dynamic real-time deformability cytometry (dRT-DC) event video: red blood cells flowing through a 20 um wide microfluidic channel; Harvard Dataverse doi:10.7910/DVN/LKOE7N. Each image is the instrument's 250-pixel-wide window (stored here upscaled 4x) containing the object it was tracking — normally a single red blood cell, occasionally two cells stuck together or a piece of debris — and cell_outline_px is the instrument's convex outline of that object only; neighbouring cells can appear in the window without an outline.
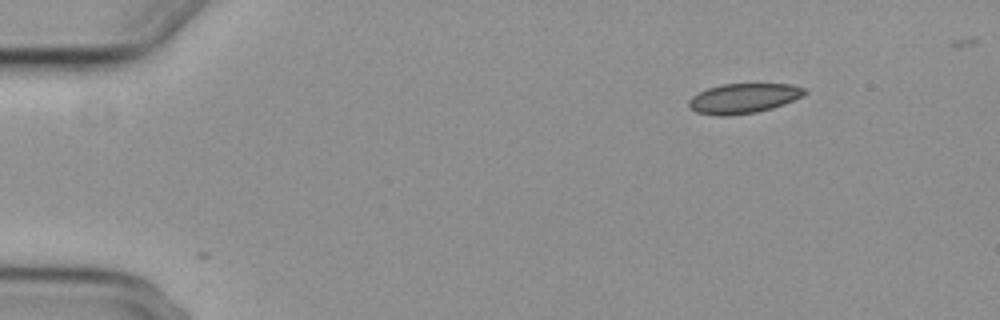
{"species": "common noctule bat (a hibernating species)", "species_latin": "Nyctalus noctula", "temperature_condition": "cold", "stored_images_in_passage": 4, "camera_frame_rate_fps": 3000, "um_per_image_px": 0.085, "animal": {"sex": "female", "body_mass_g": 29.2, "forearm_length_mm": 56.3}, "frame": {"image": 1, "passage_image": 1, "time_ms": 0.0, "image_size_px": [1000, 320], "cell_outline_px": [[808, 92], [804, 96], [784, 104], [772, 108], [756, 112], [728, 116], [720, 116], [696, 112], [688, 108], [688, 100], [692, 96], [708, 88], [720, 84], [792, 84], [808, 88]], "centroid_in_image_um": [63.23, 8.35], "position_along_channel_um": 21.8, "area_um2": 20.4}}
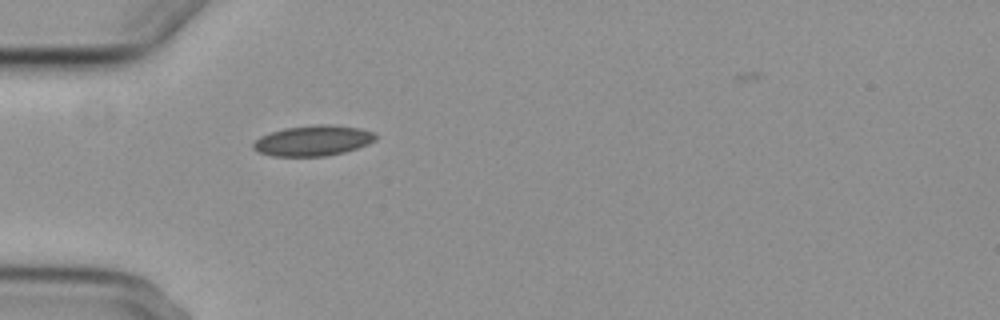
{"frame": {"image": 2, "passage_image": 4, "time_ms": 3.333, "image_size_px": [1000, 320], "cell_outline_px": [[376, 140], [368, 144], [344, 152], [324, 156], [272, 156], [260, 152], [252, 148], [252, 144], [260, 136], [284, 128], [316, 124], [332, 124], [360, 128], [372, 132], [376, 136]], "centroid_in_image_um": [26.61, 11.94], "position_along_channel_um": 58.4, "area_um2": 21.68}}